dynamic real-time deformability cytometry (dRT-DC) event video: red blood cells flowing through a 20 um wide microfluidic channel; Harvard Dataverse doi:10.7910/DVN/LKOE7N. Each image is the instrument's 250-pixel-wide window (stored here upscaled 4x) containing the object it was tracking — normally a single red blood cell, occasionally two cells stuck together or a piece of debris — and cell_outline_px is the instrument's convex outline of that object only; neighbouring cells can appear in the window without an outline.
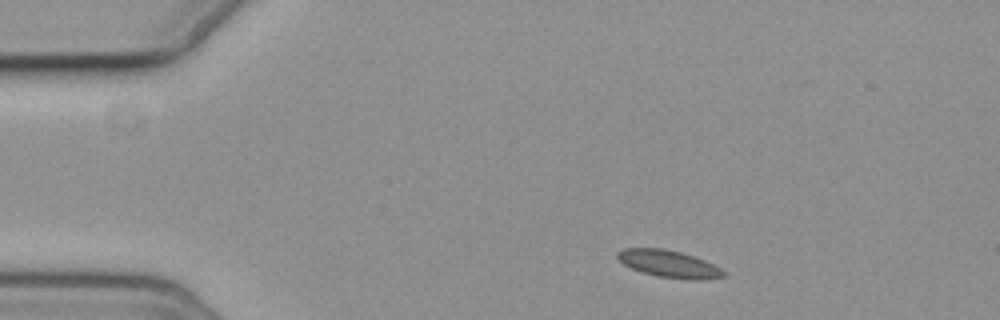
{"species": "common noctule bat (a hibernating species)", "species_latin": "Nyctalus noctula", "temperature_condition": "cold", "stored_images_in_passage": 3, "camera_frame_rate_fps": 3000, "um_per_image_px": 0.085, "animal": {"sex": "female", "body_mass_g": 19.3, "forearm_length_mm": 54.1}, "frame": {"image": 1, "passage_image": 1, "time_ms": 0.0, "image_size_px": [1000, 320], "cell_outline_px": [[724, 276], [704, 280], [696, 280], [656, 276], [640, 272], [624, 264], [616, 256], [616, 252], [624, 248], [664, 248], [680, 252], [704, 260], [720, 268], [724, 272]], "centroid_in_image_um": [56.82, 22.42], "position_along_channel_um": 28.2, "area_um2": 16.65}}
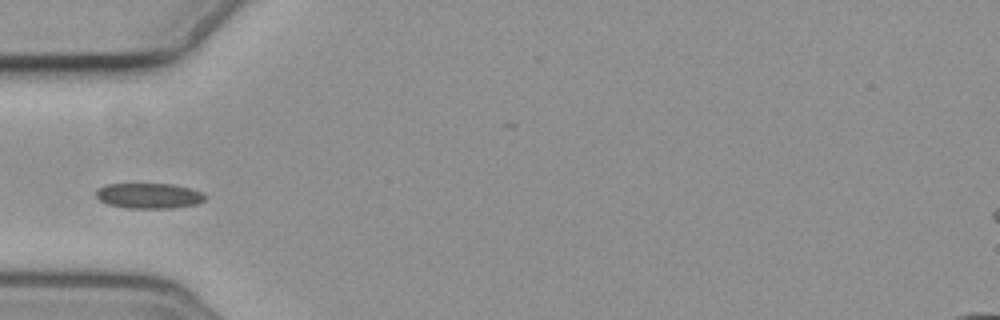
{"frame": {"image": 2, "passage_image": 3, "time_ms": 3.0, "image_size_px": [1000, 320], "cell_outline_px": [[208, 196], [204, 200], [196, 204], [172, 208], [128, 208], [108, 204], [100, 200], [96, 196], [96, 192], [104, 184], [176, 184], [192, 188]], "centroid_in_image_um": [12.69, 16.63], "position_along_channel_um": 72.3, "area_um2": 16.13}}